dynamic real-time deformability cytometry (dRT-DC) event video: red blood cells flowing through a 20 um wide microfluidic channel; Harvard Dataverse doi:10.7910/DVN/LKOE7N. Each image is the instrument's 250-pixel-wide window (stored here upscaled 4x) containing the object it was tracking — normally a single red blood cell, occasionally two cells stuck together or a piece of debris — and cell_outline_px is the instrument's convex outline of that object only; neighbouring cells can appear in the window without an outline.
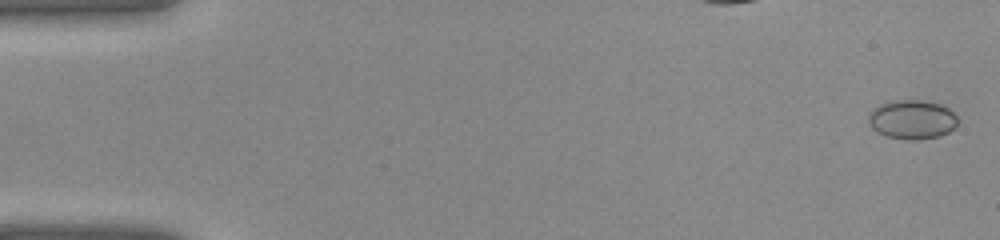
{"species": "common noctule bat (a hibernating species)", "species_latin": "Nyctalus noctula", "temperature_condition": "warm", "stored_images_in_passage": 40, "camera_frame_rate_fps": 3000, "um_per_image_px": 0.085, "animal": {"sex": "female", "body_mass_g": 22.0, "forearm_length_mm": 56.7}, "frame": {"image": 1, "passage_image": 1, "time_ms": 0.0, "image_size_px": [1000, 240], "cell_outline_px": [[956, 124], [948, 132], [940, 136], [916, 140], [908, 140], [884, 136], [876, 132], [868, 124], [868, 112], [872, 108], [880, 104], [892, 100], [920, 100], [940, 104], [948, 108], [956, 116]], "centroid_in_image_um": [77.45, 10.16], "position_along_channel_um": 7.5, "area_um2": 20.52}}
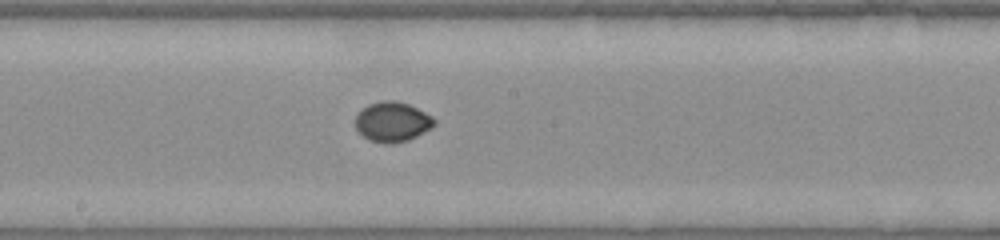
{"frame": {"image": 2, "passage_image": 22, "time_ms": 7.0, "image_size_px": [1000, 240], "cell_outline_px": [[436, 124], [432, 128], [408, 140], [392, 144], [384, 144], [368, 140], [356, 128], [356, 116], [360, 108], [368, 104], [380, 100], [396, 100], [408, 104], [432, 116], [436, 120]], "centroid_in_image_um": [33.34, 10.35], "position_along_channel_um": 214.9, "area_um2": 18.55}}
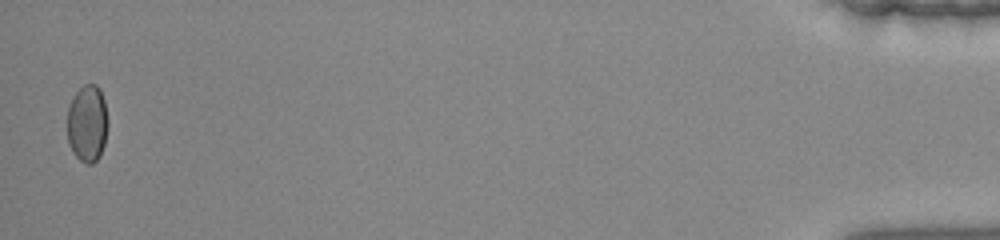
{"frame": {"image": 3, "passage_image": 40, "time_ms": 13.0, "image_size_px": [1000, 240], "cell_outline_px": [[108, 124], [104, 144], [100, 156], [92, 164], [84, 164], [72, 152], [68, 144], [68, 108], [76, 92], [84, 84], [96, 84], [100, 88], [104, 100]], "centroid_in_image_um": [7.43, 10.51], "position_along_channel_um": 427.8, "area_um2": 18.32}}